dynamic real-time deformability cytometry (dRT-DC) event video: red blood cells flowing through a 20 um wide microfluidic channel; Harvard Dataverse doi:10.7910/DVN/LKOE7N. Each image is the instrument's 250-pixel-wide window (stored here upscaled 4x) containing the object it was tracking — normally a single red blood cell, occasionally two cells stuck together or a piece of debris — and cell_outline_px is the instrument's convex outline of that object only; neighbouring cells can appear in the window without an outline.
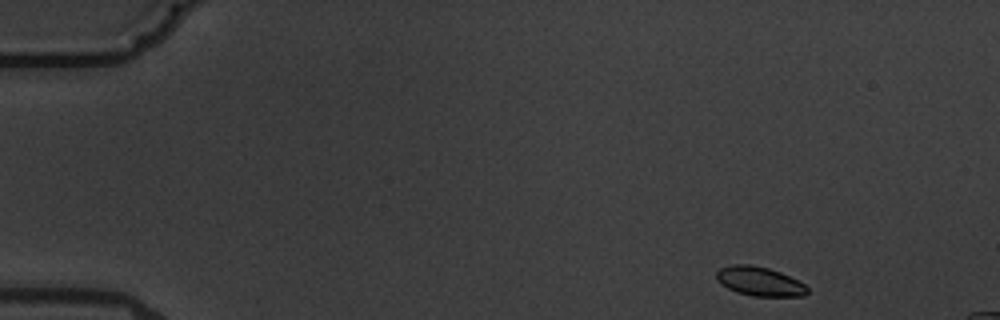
{"species": "common noctule bat (a hibernating species)", "species_latin": "Nyctalus noctula", "temperature_condition": "warm", "stored_images_in_passage": 4, "camera_frame_rate_fps": 3000, "um_per_image_px": 0.085, "animal": {"sex": "male", "body_mass_g": 19.5, "forearm_length_mm": 54.6}, "frame": {"image": 1, "passage_image": 1, "time_ms": 0.0, "image_size_px": [1000, 320], "cell_outline_px": [[808, 292], [804, 296], [752, 296], [736, 292], [720, 284], [716, 280], [716, 272], [720, 268], [732, 264], [748, 264], [768, 268], [780, 272], [804, 284], [808, 288]], "centroid_in_image_um": [64.53, 23.92], "position_along_channel_um": 20.5, "area_um2": 15.43}}